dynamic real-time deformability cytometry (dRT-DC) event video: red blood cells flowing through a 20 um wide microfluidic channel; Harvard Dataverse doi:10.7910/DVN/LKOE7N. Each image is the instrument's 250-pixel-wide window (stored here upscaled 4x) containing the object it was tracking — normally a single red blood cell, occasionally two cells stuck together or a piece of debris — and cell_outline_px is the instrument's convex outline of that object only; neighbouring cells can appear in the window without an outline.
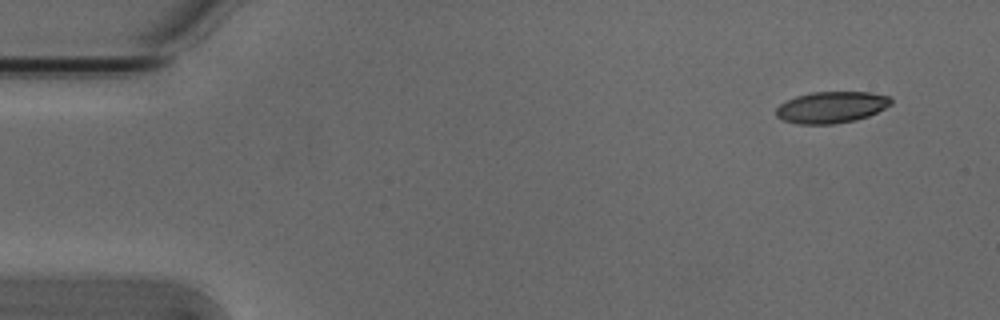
{"species": "Egyptian fruit bat (a non-hibernating species)", "species_latin": "Rousettus aegyptiacus", "temperature_condition": "cold", "stored_images_in_passage": 4, "camera_frame_rate_fps": 3000, "um_per_image_px": 0.085, "animal": {"sex": "male"}, "frame": {"image": 1, "passage_image": 1, "time_ms": 0.0, "image_size_px": [1000, 320], "cell_outline_px": [[892, 104], [868, 116], [856, 120], [832, 124], [796, 124], [784, 120], [776, 116], [776, 108], [780, 104], [796, 96], [812, 92], [872, 92], [888, 96], [892, 100]], "centroid_in_image_um": [70.66, 9.11], "position_along_channel_um": 14.3, "area_um2": 21.04}}
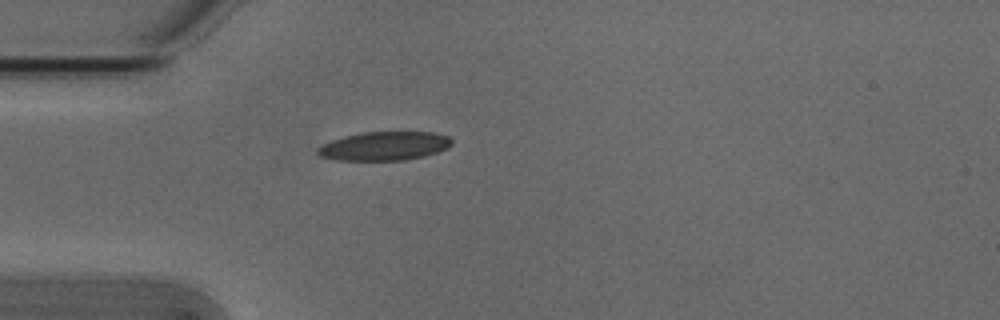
{"frame": {"image": 2, "passage_image": 4, "time_ms": 1.0, "image_size_px": [1000, 320], "cell_outline_px": [[452, 144], [448, 148], [424, 156], [404, 160], [336, 160], [320, 156], [316, 152], [316, 148], [332, 140], [344, 136], [360, 132], [436, 132], [448, 136], [452, 140]], "centroid_in_image_um": [32.67, 12.41], "position_along_channel_um": 52.3, "area_um2": 22.54}}